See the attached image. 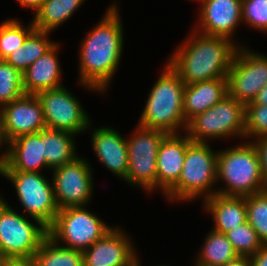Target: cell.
I'll list each match as a JSON object with an SVG mask.
<instances>
[{
    "instance_id": "cell-6",
    "label": "cell",
    "mask_w": 267,
    "mask_h": 266,
    "mask_svg": "<svg viewBox=\"0 0 267 266\" xmlns=\"http://www.w3.org/2000/svg\"><path fill=\"white\" fill-rule=\"evenodd\" d=\"M185 132L194 142L207 143L210 138L228 136L245 138V105L227 94L213 107L191 118Z\"/></svg>"
},
{
    "instance_id": "cell-35",
    "label": "cell",
    "mask_w": 267,
    "mask_h": 266,
    "mask_svg": "<svg viewBox=\"0 0 267 266\" xmlns=\"http://www.w3.org/2000/svg\"><path fill=\"white\" fill-rule=\"evenodd\" d=\"M3 143H5V145H8V147L6 148L5 152L3 151V154L0 155V169L3 165L6 164L10 146V140L5 131L3 112L0 107V147H2Z\"/></svg>"
},
{
    "instance_id": "cell-18",
    "label": "cell",
    "mask_w": 267,
    "mask_h": 266,
    "mask_svg": "<svg viewBox=\"0 0 267 266\" xmlns=\"http://www.w3.org/2000/svg\"><path fill=\"white\" fill-rule=\"evenodd\" d=\"M91 133L96 157L109 171L124 180L128 170L126 138L110 127L102 126Z\"/></svg>"
},
{
    "instance_id": "cell-42",
    "label": "cell",
    "mask_w": 267,
    "mask_h": 266,
    "mask_svg": "<svg viewBox=\"0 0 267 266\" xmlns=\"http://www.w3.org/2000/svg\"><path fill=\"white\" fill-rule=\"evenodd\" d=\"M139 261H140V260H138V258H137V260L134 261L130 266H141V264H140Z\"/></svg>"
},
{
    "instance_id": "cell-38",
    "label": "cell",
    "mask_w": 267,
    "mask_h": 266,
    "mask_svg": "<svg viewBox=\"0 0 267 266\" xmlns=\"http://www.w3.org/2000/svg\"><path fill=\"white\" fill-rule=\"evenodd\" d=\"M248 104L267 105V83Z\"/></svg>"
},
{
    "instance_id": "cell-36",
    "label": "cell",
    "mask_w": 267,
    "mask_h": 266,
    "mask_svg": "<svg viewBox=\"0 0 267 266\" xmlns=\"http://www.w3.org/2000/svg\"><path fill=\"white\" fill-rule=\"evenodd\" d=\"M250 259L252 266H267V245H263Z\"/></svg>"
},
{
    "instance_id": "cell-31",
    "label": "cell",
    "mask_w": 267,
    "mask_h": 266,
    "mask_svg": "<svg viewBox=\"0 0 267 266\" xmlns=\"http://www.w3.org/2000/svg\"><path fill=\"white\" fill-rule=\"evenodd\" d=\"M226 235L238 256L251 257L263 246L255 229L248 222L237 226Z\"/></svg>"
},
{
    "instance_id": "cell-12",
    "label": "cell",
    "mask_w": 267,
    "mask_h": 266,
    "mask_svg": "<svg viewBox=\"0 0 267 266\" xmlns=\"http://www.w3.org/2000/svg\"><path fill=\"white\" fill-rule=\"evenodd\" d=\"M36 96L43 108L46 128L75 135L89 128L90 117L81 103L65 87L45 90L37 93Z\"/></svg>"
},
{
    "instance_id": "cell-40",
    "label": "cell",
    "mask_w": 267,
    "mask_h": 266,
    "mask_svg": "<svg viewBox=\"0 0 267 266\" xmlns=\"http://www.w3.org/2000/svg\"><path fill=\"white\" fill-rule=\"evenodd\" d=\"M19 4L21 6L31 8L35 12H37L41 6L44 0H18Z\"/></svg>"
},
{
    "instance_id": "cell-27",
    "label": "cell",
    "mask_w": 267,
    "mask_h": 266,
    "mask_svg": "<svg viewBox=\"0 0 267 266\" xmlns=\"http://www.w3.org/2000/svg\"><path fill=\"white\" fill-rule=\"evenodd\" d=\"M37 266H84L83 252L65 248L47 237L34 254Z\"/></svg>"
},
{
    "instance_id": "cell-14",
    "label": "cell",
    "mask_w": 267,
    "mask_h": 266,
    "mask_svg": "<svg viewBox=\"0 0 267 266\" xmlns=\"http://www.w3.org/2000/svg\"><path fill=\"white\" fill-rule=\"evenodd\" d=\"M128 238L120 227H113L83 251L84 266H130L138 257Z\"/></svg>"
},
{
    "instance_id": "cell-10",
    "label": "cell",
    "mask_w": 267,
    "mask_h": 266,
    "mask_svg": "<svg viewBox=\"0 0 267 266\" xmlns=\"http://www.w3.org/2000/svg\"><path fill=\"white\" fill-rule=\"evenodd\" d=\"M0 175L11 181L24 211L49 227L60 210L53 189V183L38 172L0 170Z\"/></svg>"
},
{
    "instance_id": "cell-29",
    "label": "cell",
    "mask_w": 267,
    "mask_h": 266,
    "mask_svg": "<svg viewBox=\"0 0 267 266\" xmlns=\"http://www.w3.org/2000/svg\"><path fill=\"white\" fill-rule=\"evenodd\" d=\"M247 222L255 229L263 245H267V189L245 196Z\"/></svg>"
},
{
    "instance_id": "cell-32",
    "label": "cell",
    "mask_w": 267,
    "mask_h": 266,
    "mask_svg": "<svg viewBox=\"0 0 267 266\" xmlns=\"http://www.w3.org/2000/svg\"><path fill=\"white\" fill-rule=\"evenodd\" d=\"M267 136V105H245V138Z\"/></svg>"
},
{
    "instance_id": "cell-3",
    "label": "cell",
    "mask_w": 267,
    "mask_h": 266,
    "mask_svg": "<svg viewBox=\"0 0 267 266\" xmlns=\"http://www.w3.org/2000/svg\"><path fill=\"white\" fill-rule=\"evenodd\" d=\"M164 69L148 95L138 126L179 134L178 130H185L187 125L183 113L185 84L168 63Z\"/></svg>"
},
{
    "instance_id": "cell-15",
    "label": "cell",
    "mask_w": 267,
    "mask_h": 266,
    "mask_svg": "<svg viewBox=\"0 0 267 266\" xmlns=\"http://www.w3.org/2000/svg\"><path fill=\"white\" fill-rule=\"evenodd\" d=\"M201 2L199 29L195 31L209 36L233 40L238 23H242V0H197ZM200 26V27H199Z\"/></svg>"
},
{
    "instance_id": "cell-13",
    "label": "cell",
    "mask_w": 267,
    "mask_h": 266,
    "mask_svg": "<svg viewBox=\"0 0 267 266\" xmlns=\"http://www.w3.org/2000/svg\"><path fill=\"white\" fill-rule=\"evenodd\" d=\"M86 159L78 156L72 162L53 169L52 183L59 209L85 206L92 199V170Z\"/></svg>"
},
{
    "instance_id": "cell-22",
    "label": "cell",
    "mask_w": 267,
    "mask_h": 266,
    "mask_svg": "<svg viewBox=\"0 0 267 266\" xmlns=\"http://www.w3.org/2000/svg\"><path fill=\"white\" fill-rule=\"evenodd\" d=\"M205 211L214 220L213 229L226 234L237 226L247 222L245 197L214 194L204 200Z\"/></svg>"
},
{
    "instance_id": "cell-1",
    "label": "cell",
    "mask_w": 267,
    "mask_h": 266,
    "mask_svg": "<svg viewBox=\"0 0 267 266\" xmlns=\"http://www.w3.org/2000/svg\"><path fill=\"white\" fill-rule=\"evenodd\" d=\"M123 23L116 4L110 5L103 18L83 39L79 55V82L93 91L109 87L123 51Z\"/></svg>"
},
{
    "instance_id": "cell-17",
    "label": "cell",
    "mask_w": 267,
    "mask_h": 266,
    "mask_svg": "<svg viewBox=\"0 0 267 266\" xmlns=\"http://www.w3.org/2000/svg\"><path fill=\"white\" fill-rule=\"evenodd\" d=\"M191 141L186 134H167L161 141L157 153V189L164 195L178 182Z\"/></svg>"
},
{
    "instance_id": "cell-4",
    "label": "cell",
    "mask_w": 267,
    "mask_h": 266,
    "mask_svg": "<svg viewBox=\"0 0 267 266\" xmlns=\"http://www.w3.org/2000/svg\"><path fill=\"white\" fill-rule=\"evenodd\" d=\"M217 182L226 187L216 189L223 196L245 197L267 189L264 182L259 153L253 142L218 151Z\"/></svg>"
},
{
    "instance_id": "cell-24",
    "label": "cell",
    "mask_w": 267,
    "mask_h": 266,
    "mask_svg": "<svg viewBox=\"0 0 267 266\" xmlns=\"http://www.w3.org/2000/svg\"><path fill=\"white\" fill-rule=\"evenodd\" d=\"M85 0H44L35 13L33 24L36 30L52 32L63 24Z\"/></svg>"
},
{
    "instance_id": "cell-41",
    "label": "cell",
    "mask_w": 267,
    "mask_h": 266,
    "mask_svg": "<svg viewBox=\"0 0 267 266\" xmlns=\"http://www.w3.org/2000/svg\"><path fill=\"white\" fill-rule=\"evenodd\" d=\"M6 259L7 258L5 257V255L0 250V266H5Z\"/></svg>"
},
{
    "instance_id": "cell-16",
    "label": "cell",
    "mask_w": 267,
    "mask_h": 266,
    "mask_svg": "<svg viewBox=\"0 0 267 266\" xmlns=\"http://www.w3.org/2000/svg\"><path fill=\"white\" fill-rule=\"evenodd\" d=\"M4 126L9 140L21 135L40 132L46 128L43 108L36 95L22 97L1 107Z\"/></svg>"
},
{
    "instance_id": "cell-39",
    "label": "cell",
    "mask_w": 267,
    "mask_h": 266,
    "mask_svg": "<svg viewBox=\"0 0 267 266\" xmlns=\"http://www.w3.org/2000/svg\"><path fill=\"white\" fill-rule=\"evenodd\" d=\"M224 266H252L250 257L238 256L236 259L227 262Z\"/></svg>"
},
{
    "instance_id": "cell-5",
    "label": "cell",
    "mask_w": 267,
    "mask_h": 266,
    "mask_svg": "<svg viewBox=\"0 0 267 266\" xmlns=\"http://www.w3.org/2000/svg\"><path fill=\"white\" fill-rule=\"evenodd\" d=\"M217 151L208 143L191 141L187 145L183 168L178 182L165 194L169 201L203 200L216 194L212 186L217 183ZM213 189V191H212Z\"/></svg>"
},
{
    "instance_id": "cell-28",
    "label": "cell",
    "mask_w": 267,
    "mask_h": 266,
    "mask_svg": "<svg viewBox=\"0 0 267 266\" xmlns=\"http://www.w3.org/2000/svg\"><path fill=\"white\" fill-rule=\"evenodd\" d=\"M34 30L33 21L26 28L16 19L3 21L0 25V60H5L22 46Z\"/></svg>"
},
{
    "instance_id": "cell-26",
    "label": "cell",
    "mask_w": 267,
    "mask_h": 266,
    "mask_svg": "<svg viewBox=\"0 0 267 266\" xmlns=\"http://www.w3.org/2000/svg\"><path fill=\"white\" fill-rule=\"evenodd\" d=\"M237 257L227 235L212 229L204 240L195 266H224Z\"/></svg>"
},
{
    "instance_id": "cell-20",
    "label": "cell",
    "mask_w": 267,
    "mask_h": 266,
    "mask_svg": "<svg viewBox=\"0 0 267 266\" xmlns=\"http://www.w3.org/2000/svg\"><path fill=\"white\" fill-rule=\"evenodd\" d=\"M58 48L59 44L56 43L23 72L25 94L36 95L39 92L63 86L62 70L57 58Z\"/></svg>"
},
{
    "instance_id": "cell-8",
    "label": "cell",
    "mask_w": 267,
    "mask_h": 266,
    "mask_svg": "<svg viewBox=\"0 0 267 266\" xmlns=\"http://www.w3.org/2000/svg\"><path fill=\"white\" fill-rule=\"evenodd\" d=\"M112 228L85 206L66 207L58 211L48 227V237L58 245L61 242L65 248L83 252Z\"/></svg>"
},
{
    "instance_id": "cell-2",
    "label": "cell",
    "mask_w": 267,
    "mask_h": 266,
    "mask_svg": "<svg viewBox=\"0 0 267 266\" xmlns=\"http://www.w3.org/2000/svg\"><path fill=\"white\" fill-rule=\"evenodd\" d=\"M186 39L167 61L185 85L227 78L238 48L233 40L195 30Z\"/></svg>"
},
{
    "instance_id": "cell-21",
    "label": "cell",
    "mask_w": 267,
    "mask_h": 266,
    "mask_svg": "<svg viewBox=\"0 0 267 266\" xmlns=\"http://www.w3.org/2000/svg\"><path fill=\"white\" fill-rule=\"evenodd\" d=\"M227 94V78L185 85L183 113L186 122L213 107Z\"/></svg>"
},
{
    "instance_id": "cell-33",
    "label": "cell",
    "mask_w": 267,
    "mask_h": 266,
    "mask_svg": "<svg viewBox=\"0 0 267 266\" xmlns=\"http://www.w3.org/2000/svg\"><path fill=\"white\" fill-rule=\"evenodd\" d=\"M241 12L242 22L256 30L267 32V0H242Z\"/></svg>"
},
{
    "instance_id": "cell-25",
    "label": "cell",
    "mask_w": 267,
    "mask_h": 266,
    "mask_svg": "<svg viewBox=\"0 0 267 266\" xmlns=\"http://www.w3.org/2000/svg\"><path fill=\"white\" fill-rule=\"evenodd\" d=\"M50 32L34 30L23 45L11 53L5 61L22 73L39 57L50 50L56 42L48 39Z\"/></svg>"
},
{
    "instance_id": "cell-11",
    "label": "cell",
    "mask_w": 267,
    "mask_h": 266,
    "mask_svg": "<svg viewBox=\"0 0 267 266\" xmlns=\"http://www.w3.org/2000/svg\"><path fill=\"white\" fill-rule=\"evenodd\" d=\"M267 83V56L238 46L227 75L228 94L244 105Z\"/></svg>"
},
{
    "instance_id": "cell-30",
    "label": "cell",
    "mask_w": 267,
    "mask_h": 266,
    "mask_svg": "<svg viewBox=\"0 0 267 266\" xmlns=\"http://www.w3.org/2000/svg\"><path fill=\"white\" fill-rule=\"evenodd\" d=\"M24 94L23 73L5 60H0V107Z\"/></svg>"
},
{
    "instance_id": "cell-37",
    "label": "cell",
    "mask_w": 267,
    "mask_h": 266,
    "mask_svg": "<svg viewBox=\"0 0 267 266\" xmlns=\"http://www.w3.org/2000/svg\"><path fill=\"white\" fill-rule=\"evenodd\" d=\"M5 266H37L34 257L27 258H8Z\"/></svg>"
},
{
    "instance_id": "cell-19",
    "label": "cell",
    "mask_w": 267,
    "mask_h": 266,
    "mask_svg": "<svg viewBox=\"0 0 267 266\" xmlns=\"http://www.w3.org/2000/svg\"><path fill=\"white\" fill-rule=\"evenodd\" d=\"M48 168L43 154V130L10 141L6 164L0 170L38 172Z\"/></svg>"
},
{
    "instance_id": "cell-34",
    "label": "cell",
    "mask_w": 267,
    "mask_h": 266,
    "mask_svg": "<svg viewBox=\"0 0 267 266\" xmlns=\"http://www.w3.org/2000/svg\"><path fill=\"white\" fill-rule=\"evenodd\" d=\"M253 144L259 153L261 172L267 187V136L256 138Z\"/></svg>"
},
{
    "instance_id": "cell-9",
    "label": "cell",
    "mask_w": 267,
    "mask_h": 266,
    "mask_svg": "<svg viewBox=\"0 0 267 266\" xmlns=\"http://www.w3.org/2000/svg\"><path fill=\"white\" fill-rule=\"evenodd\" d=\"M131 138L126 139L128 148V170L125 182L142 187L144 191L157 189V153L167 135L158 129L136 126Z\"/></svg>"
},
{
    "instance_id": "cell-7",
    "label": "cell",
    "mask_w": 267,
    "mask_h": 266,
    "mask_svg": "<svg viewBox=\"0 0 267 266\" xmlns=\"http://www.w3.org/2000/svg\"><path fill=\"white\" fill-rule=\"evenodd\" d=\"M34 221L14 211L0 196V250L7 259L33 257L48 237V227Z\"/></svg>"
},
{
    "instance_id": "cell-23",
    "label": "cell",
    "mask_w": 267,
    "mask_h": 266,
    "mask_svg": "<svg viewBox=\"0 0 267 266\" xmlns=\"http://www.w3.org/2000/svg\"><path fill=\"white\" fill-rule=\"evenodd\" d=\"M74 136L75 134L66 131L43 129V154L50 170L72 162L78 157Z\"/></svg>"
}]
</instances>
